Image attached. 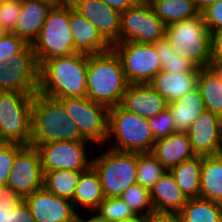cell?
Segmentation results:
<instances>
[{
    "mask_svg": "<svg viewBox=\"0 0 222 222\" xmlns=\"http://www.w3.org/2000/svg\"><path fill=\"white\" fill-rule=\"evenodd\" d=\"M88 54L76 52L52 58L39 69L38 92L50 98L87 95Z\"/></svg>",
    "mask_w": 222,
    "mask_h": 222,
    "instance_id": "1",
    "label": "cell"
},
{
    "mask_svg": "<svg viewBox=\"0 0 222 222\" xmlns=\"http://www.w3.org/2000/svg\"><path fill=\"white\" fill-rule=\"evenodd\" d=\"M129 82L113 48L88 55L87 97L108 108L120 105Z\"/></svg>",
    "mask_w": 222,
    "mask_h": 222,
    "instance_id": "2",
    "label": "cell"
},
{
    "mask_svg": "<svg viewBox=\"0 0 222 222\" xmlns=\"http://www.w3.org/2000/svg\"><path fill=\"white\" fill-rule=\"evenodd\" d=\"M53 141H87L79 133L77 124L54 98L36 92L32 98L31 144Z\"/></svg>",
    "mask_w": 222,
    "mask_h": 222,
    "instance_id": "3",
    "label": "cell"
},
{
    "mask_svg": "<svg viewBox=\"0 0 222 222\" xmlns=\"http://www.w3.org/2000/svg\"><path fill=\"white\" fill-rule=\"evenodd\" d=\"M165 38L176 54L187 58L199 69L212 66L210 31L201 13L168 24Z\"/></svg>",
    "mask_w": 222,
    "mask_h": 222,
    "instance_id": "4",
    "label": "cell"
},
{
    "mask_svg": "<svg viewBox=\"0 0 222 222\" xmlns=\"http://www.w3.org/2000/svg\"><path fill=\"white\" fill-rule=\"evenodd\" d=\"M113 136L115 146L111 149L121 152H151L156 141L149 120L120 105L109 108L108 139Z\"/></svg>",
    "mask_w": 222,
    "mask_h": 222,
    "instance_id": "5",
    "label": "cell"
},
{
    "mask_svg": "<svg viewBox=\"0 0 222 222\" xmlns=\"http://www.w3.org/2000/svg\"><path fill=\"white\" fill-rule=\"evenodd\" d=\"M69 14L70 6L48 11L39 36L32 44L39 67L52 58L76 53Z\"/></svg>",
    "mask_w": 222,
    "mask_h": 222,
    "instance_id": "6",
    "label": "cell"
},
{
    "mask_svg": "<svg viewBox=\"0 0 222 222\" xmlns=\"http://www.w3.org/2000/svg\"><path fill=\"white\" fill-rule=\"evenodd\" d=\"M137 152H121L111 148L92 158L105 198H117L129 186L137 184Z\"/></svg>",
    "mask_w": 222,
    "mask_h": 222,
    "instance_id": "7",
    "label": "cell"
},
{
    "mask_svg": "<svg viewBox=\"0 0 222 222\" xmlns=\"http://www.w3.org/2000/svg\"><path fill=\"white\" fill-rule=\"evenodd\" d=\"M33 95L0 91V136L4 142L31 144Z\"/></svg>",
    "mask_w": 222,
    "mask_h": 222,
    "instance_id": "8",
    "label": "cell"
},
{
    "mask_svg": "<svg viewBox=\"0 0 222 222\" xmlns=\"http://www.w3.org/2000/svg\"><path fill=\"white\" fill-rule=\"evenodd\" d=\"M77 124L80 135L90 143L108 141L109 108L93 102L87 96L57 99Z\"/></svg>",
    "mask_w": 222,
    "mask_h": 222,
    "instance_id": "9",
    "label": "cell"
},
{
    "mask_svg": "<svg viewBox=\"0 0 222 222\" xmlns=\"http://www.w3.org/2000/svg\"><path fill=\"white\" fill-rule=\"evenodd\" d=\"M119 55L129 84L150 83L162 70L154 44L126 41L112 46Z\"/></svg>",
    "mask_w": 222,
    "mask_h": 222,
    "instance_id": "10",
    "label": "cell"
},
{
    "mask_svg": "<svg viewBox=\"0 0 222 222\" xmlns=\"http://www.w3.org/2000/svg\"><path fill=\"white\" fill-rule=\"evenodd\" d=\"M166 25L150 5L135 4L121 12L120 43L132 41L153 44L165 38Z\"/></svg>",
    "mask_w": 222,
    "mask_h": 222,
    "instance_id": "11",
    "label": "cell"
},
{
    "mask_svg": "<svg viewBox=\"0 0 222 222\" xmlns=\"http://www.w3.org/2000/svg\"><path fill=\"white\" fill-rule=\"evenodd\" d=\"M85 143L89 141H53L30 145L36 146L39 150L43 172L87 171L92 166V159H87Z\"/></svg>",
    "mask_w": 222,
    "mask_h": 222,
    "instance_id": "12",
    "label": "cell"
},
{
    "mask_svg": "<svg viewBox=\"0 0 222 222\" xmlns=\"http://www.w3.org/2000/svg\"><path fill=\"white\" fill-rule=\"evenodd\" d=\"M44 172L39 150L24 145L16 154L6 185L24 198L43 187Z\"/></svg>",
    "mask_w": 222,
    "mask_h": 222,
    "instance_id": "13",
    "label": "cell"
},
{
    "mask_svg": "<svg viewBox=\"0 0 222 222\" xmlns=\"http://www.w3.org/2000/svg\"><path fill=\"white\" fill-rule=\"evenodd\" d=\"M72 7L84 16L111 46L120 43L121 12L100 0H72Z\"/></svg>",
    "mask_w": 222,
    "mask_h": 222,
    "instance_id": "14",
    "label": "cell"
},
{
    "mask_svg": "<svg viewBox=\"0 0 222 222\" xmlns=\"http://www.w3.org/2000/svg\"><path fill=\"white\" fill-rule=\"evenodd\" d=\"M35 222H72L77 213L73 202L58 197L44 187L23 198Z\"/></svg>",
    "mask_w": 222,
    "mask_h": 222,
    "instance_id": "15",
    "label": "cell"
},
{
    "mask_svg": "<svg viewBox=\"0 0 222 222\" xmlns=\"http://www.w3.org/2000/svg\"><path fill=\"white\" fill-rule=\"evenodd\" d=\"M187 134L196 155H216L222 144V118L205 110L190 125Z\"/></svg>",
    "mask_w": 222,
    "mask_h": 222,
    "instance_id": "16",
    "label": "cell"
},
{
    "mask_svg": "<svg viewBox=\"0 0 222 222\" xmlns=\"http://www.w3.org/2000/svg\"><path fill=\"white\" fill-rule=\"evenodd\" d=\"M120 106L143 118H151L165 110L168 102L149 83L129 84Z\"/></svg>",
    "mask_w": 222,
    "mask_h": 222,
    "instance_id": "17",
    "label": "cell"
},
{
    "mask_svg": "<svg viewBox=\"0 0 222 222\" xmlns=\"http://www.w3.org/2000/svg\"><path fill=\"white\" fill-rule=\"evenodd\" d=\"M69 20L76 52L91 55L112 48L98 30L84 16L75 11L72 5H70Z\"/></svg>",
    "mask_w": 222,
    "mask_h": 222,
    "instance_id": "18",
    "label": "cell"
},
{
    "mask_svg": "<svg viewBox=\"0 0 222 222\" xmlns=\"http://www.w3.org/2000/svg\"><path fill=\"white\" fill-rule=\"evenodd\" d=\"M151 153L168 171L181 162L196 156L188 134L177 131L167 137L157 139Z\"/></svg>",
    "mask_w": 222,
    "mask_h": 222,
    "instance_id": "19",
    "label": "cell"
},
{
    "mask_svg": "<svg viewBox=\"0 0 222 222\" xmlns=\"http://www.w3.org/2000/svg\"><path fill=\"white\" fill-rule=\"evenodd\" d=\"M150 199L155 214L179 213L187 201L170 171L154 184Z\"/></svg>",
    "mask_w": 222,
    "mask_h": 222,
    "instance_id": "20",
    "label": "cell"
},
{
    "mask_svg": "<svg viewBox=\"0 0 222 222\" xmlns=\"http://www.w3.org/2000/svg\"><path fill=\"white\" fill-rule=\"evenodd\" d=\"M50 9L39 0H22L20 15L11 33L32 45L39 36Z\"/></svg>",
    "mask_w": 222,
    "mask_h": 222,
    "instance_id": "21",
    "label": "cell"
},
{
    "mask_svg": "<svg viewBox=\"0 0 222 222\" xmlns=\"http://www.w3.org/2000/svg\"><path fill=\"white\" fill-rule=\"evenodd\" d=\"M198 72H167L161 70L150 85L170 103L197 87Z\"/></svg>",
    "mask_w": 222,
    "mask_h": 222,
    "instance_id": "22",
    "label": "cell"
},
{
    "mask_svg": "<svg viewBox=\"0 0 222 222\" xmlns=\"http://www.w3.org/2000/svg\"><path fill=\"white\" fill-rule=\"evenodd\" d=\"M175 131L186 132L190 125L206 110L203 98L196 87L181 98L168 103Z\"/></svg>",
    "mask_w": 222,
    "mask_h": 222,
    "instance_id": "23",
    "label": "cell"
},
{
    "mask_svg": "<svg viewBox=\"0 0 222 222\" xmlns=\"http://www.w3.org/2000/svg\"><path fill=\"white\" fill-rule=\"evenodd\" d=\"M197 88L203 98L206 110L222 118V75L214 67L198 71Z\"/></svg>",
    "mask_w": 222,
    "mask_h": 222,
    "instance_id": "24",
    "label": "cell"
},
{
    "mask_svg": "<svg viewBox=\"0 0 222 222\" xmlns=\"http://www.w3.org/2000/svg\"><path fill=\"white\" fill-rule=\"evenodd\" d=\"M200 198L222 204V161L217 155L202 156Z\"/></svg>",
    "mask_w": 222,
    "mask_h": 222,
    "instance_id": "25",
    "label": "cell"
},
{
    "mask_svg": "<svg viewBox=\"0 0 222 222\" xmlns=\"http://www.w3.org/2000/svg\"><path fill=\"white\" fill-rule=\"evenodd\" d=\"M39 88V70L11 69L0 62V91L35 94Z\"/></svg>",
    "mask_w": 222,
    "mask_h": 222,
    "instance_id": "26",
    "label": "cell"
},
{
    "mask_svg": "<svg viewBox=\"0 0 222 222\" xmlns=\"http://www.w3.org/2000/svg\"><path fill=\"white\" fill-rule=\"evenodd\" d=\"M202 156L185 160L169 171L186 199L200 198Z\"/></svg>",
    "mask_w": 222,
    "mask_h": 222,
    "instance_id": "27",
    "label": "cell"
},
{
    "mask_svg": "<svg viewBox=\"0 0 222 222\" xmlns=\"http://www.w3.org/2000/svg\"><path fill=\"white\" fill-rule=\"evenodd\" d=\"M104 198L99 175L91 166L87 171L82 172L79 177L72 199L73 205L75 207L80 204L94 212Z\"/></svg>",
    "mask_w": 222,
    "mask_h": 222,
    "instance_id": "28",
    "label": "cell"
},
{
    "mask_svg": "<svg viewBox=\"0 0 222 222\" xmlns=\"http://www.w3.org/2000/svg\"><path fill=\"white\" fill-rule=\"evenodd\" d=\"M150 6L166 26L200 14L191 0H153Z\"/></svg>",
    "mask_w": 222,
    "mask_h": 222,
    "instance_id": "29",
    "label": "cell"
},
{
    "mask_svg": "<svg viewBox=\"0 0 222 222\" xmlns=\"http://www.w3.org/2000/svg\"><path fill=\"white\" fill-rule=\"evenodd\" d=\"M179 214L184 222H222V204L202 198L187 199Z\"/></svg>",
    "mask_w": 222,
    "mask_h": 222,
    "instance_id": "30",
    "label": "cell"
},
{
    "mask_svg": "<svg viewBox=\"0 0 222 222\" xmlns=\"http://www.w3.org/2000/svg\"><path fill=\"white\" fill-rule=\"evenodd\" d=\"M82 172L84 171L54 170L44 172L43 187L58 197L72 201Z\"/></svg>",
    "mask_w": 222,
    "mask_h": 222,
    "instance_id": "31",
    "label": "cell"
},
{
    "mask_svg": "<svg viewBox=\"0 0 222 222\" xmlns=\"http://www.w3.org/2000/svg\"><path fill=\"white\" fill-rule=\"evenodd\" d=\"M153 44L162 65V70L174 73L199 71V68L193 62L176 54L166 38Z\"/></svg>",
    "mask_w": 222,
    "mask_h": 222,
    "instance_id": "32",
    "label": "cell"
},
{
    "mask_svg": "<svg viewBox=\"0 0 222 222\" xmlns=\"http://www.w3.org/2000/svg\"><path fill=\"white\" fill-rule=\"evenodd\" d=\"M167 171L151 152L138 153L137 184L150 191Z\"/></svg>",
    "mask_w": 222,
    "mask_h": 222,
    "instance_id": "33",
    "label": "cell"
},
{
    "mask_svg": "<svg viewBox=\"0 0 222 222\" xmlns=\"http://www.w3.org/2000/svg\"><path fill=\"white\" fill-rule=\"evenodd\" d=\"M120 198L133 211L135 215L153 217L155 215L151 199L150 191L140 184L129 186L121 194Z\"/></svg>",
    "mask_w": 222,
    "mask_h": 222,
    "instance_id": "34",
    "label": "cell"
},
{
    "mask_svg": "<svg viewBox=\"0 0 222 222\" xmlns=\"http://www.w3.org/2000/svg\"><path fill=\"white\" fill-rule=\"evenodd\" d=\"M97 214L106 222H123L135 216L133 211L120 198H104L99 204Z\"/></svg>",
    "mask_w": 222,
    "mask_h": 222,
    "instance_id": "35",
    "label": "cell"
},
{
    "mask_svg": "<svg viewBox=\"0 0 222 222\" xmlns=\"http://www.w3.org/2000/svg\"><path fill=\"white\" fill-rule=\"evenodd\" d=\"M148 120L150 130L155 140L167 137L176 132L175 123L168 108Z\"/></svg>",
    "mask_w": 222,
    "mask_h": 222,
    "instance_id": "36",
    "label": "cell"
},
{
    "mask_svg": "<svg viewBox=\"0 0 222 222\" xmlns=\"http://www.w3.org/2000/svg\"><path fill=\"white\" fill-rule=\"evenodd\" d=\"M24 145L5 142L0 146V187L5 186L17 152Z\"/></svg>",
    "mask_w": 222,
    "mask_h": 222,
    "instance_id": "37",
    "label": "cell"
},
{
    "mask_svg": "<svg viewBox=\"0 0 222 222\" xmlns=\"http://www.w3.org/2000/svg\"><path fill=\"white\" fill-rule=\"evenodd\" d=\"M11 69L39 70L32 45L28 44L20 53L14 55L6 62Z\"/></svg>",
    "mask_w": 222,
    "mask_h": 222,
    "instance_id": "38",
    "label": "cell"
},
{
    "mask_svg": "<svg viewBox=\"0 0 222 222\" xmlns=\"http://www.w3.org/2000/svg\"><path fill=\"white\" fill-rule=\"evenodd\" d=\"M22 0L0 4V25L12 32L19 18Z\"/></svg>",
    "mask_w": 222,
    "mask_h": 222,
    "instance_id": "39",
    "label": "cell"
},
{
    "mask_svg": "<svg viewBox=\"0 0 222 222\" xmlns=\"http://www.w3.org/2000/svg\"><path fill=\"white\" fill-rule=\"evenodd\" d=\"M22 199L13 188L7 185L0 187V222H8V213L14 210Z\"/></svg>",
    "mask_w": 222,
    "mask_h": 222,
    "instance_id": "40",
    "label": "cell"
},
{
    "mask_svg": "<svg viewBox=\"0 0 222 222\" xmlns=\"http://www.w3.org/2000/svg\"><path fill=\"white\" fill-rule=\"evenodd\" d=\"M28 44L16 34L10 33L0 40V62H7L20 53Z\"/></svg>",
    "mask_w": 222,
    "mask_h": 222,
    "instance_id": "41",
    "label": "cell"
},
{
    "mask_svg": "<svg viewBox=\"0 0 222 222\" xmlns=\"http://www.w3.org/2000/svg\"><path fill=\"white\" fill-rule=\"evenodd\" d=\"M201 14L209 31L222 28V0L209 5Z\"/></svg>",
    "mask_w": 222,
    "mask_h": 222,
    "instance_id": "42",
    "label": "cell"
},
{
    "mask_svg": "<svg viewBox=\"0 0 222 222\" xmlns=\"http://www.w3.org/2000/svg\"><path fill=\"white\" fill-rule=\"evenodd\" d=\"M210 54L212 66L222 64V28L210 31Z\"/></svg>",
    "mask_w": 222,
    "mask_h": 222,
    "instance_id": "43",
    "label": "cell"
},
{
    "mask_svg": "<svg viewBox=\"0 0 222 222\" xmlns=\"http://www.w3.org/2000/svg\"><path fill=\"white\" fill-rule=\"evenodd\" d=\"M8 222H35L32 212L24 199L16 205L14 210L8 213Z\"/></svg>",
    "mask_w": 222,
    "mask_h": 222,
    "instance_id": "44",
    "label": "cell"
},
{
    "mask_svg": "<svg viewBox=\"0 0 222 222\" xmlns=\"http://www.w3.org/2000/svg\"><path fill=\"white\" fill-rule=\"evenodd\" d=\"M151 222H184V220L179 213H162L155 214Z\"/></svg>",
    "mask_w": 222,
    "mask_h": 222,
    "instance_id": "45",
    "label": "cell"
},
{
    "mask_svg": "<svg viewBox=\"0 0 222 222\" xmlns=\"http://www.w3.org/2000/svg\"><path fill=\"white\" fill-rule=\"evenodd\" d=\"M103 3L109 5L113 9L123 12L126 9L134 6L135 4L132 2V0H100Z\"/></svg>",
    "mask_w": 222,
    "mask_h": 222,
    "instance_id": "46",
    "label": "cell"
},
{
    "mask_svg": "<svg viewBox=\"0 0 222 222\" xmlns=\"http://www.w3.org/2000/svg\"><path fill=\"white\" fill-rule=\"evenodd\" d=\"M50 8L67 7L72 5V0H39Z\"/></svg>",
    "mask_w": 222,
    "mask_h": 222,
    "instance_id": "47",
    "label": "cell"
},
{
    "mask_svg": "<svg viewBox=\"0 0 222 222\" xmlns=\"http://www.w3.org/2000/svg\"><path fill=\"white\" fill-rule=\"evenodd\" d=\"M72 222H106L100 215L97 213L85 220V218L81 217V214L76 213L74 220Z\"/></svg>",
    "mask_w": 222,
    "mask_h": 222,
    "instance_id": "48",
    "label": "cell"
},
{
    "mask_svg": "<svg viewBox=\"0 0 222 222\" xmlns=\"http://www.w3.org/2000/svg\"><path fill=\"white\" fill-rule=\"evenodd\" d=\"M198 11L201 13L204 9H206L209 5L213 4L218 0H191Z\"/></svg>",
    "mask_w": 222,
    "mask_h": 222,
    "instance_id": "49",
    "label": "cell"
},
{
    "mask_svg": "<svg viewBox=\"0 0 222 222\" xmlns=\"http://www.w3.org/2000/svg\"><path fill=\"white\" fill-rule=\"evenodd\" d=\"M123 222H151V217L135 215L134 217L126 219Z\"/></svg>",
    "mask_w": 222,
    "mask_h": 222,
    "instance_id": "50",
    "label": "cell"
},
{
    "mask_svg": "<svg viewBox=\"0 0 222 222\" xmlns=\"http://www.w3.org/2000/svg\"><path fill=\"white\" fill-rule=\"evenodd\" d=\"M10 33H11L10 31H8L6 28L0 25V40L6 37Z\"/></svg>",
    "mask_w": 222,
    "mask_h": 222,
    "instance_id": "51",
    "label": "cell"
},
{
    "mask_svg": "<svg viewBox=\"0 0 222 222\" xmlns=\"http://www.w3.org/2000/svg\"><path fill=\"white\" fill-rule=\"evenodd\" d=\"M153 0H132L134 4L150 5Z\"/></svg>",
    "mask_w": 222,
    "mask_h": 222,
    "instance_id": "52",
    "label": "cell"
},
{
    "mask_svg": "<svg viewBox=\"0 0 222 222\" xmlns=\"http://www.w3.org/2000/svg\"><path fill=\"white\" fill-rule=\"evenodd\" d=\"M217 157L222 161V144L216 153Z\"/></svg>",
    "mask_w": 222,
    "mask_h": 222,
    "instance_id": "53",
    "label": "cell"
},
{
    "mask_svg": "<svg viewBox=\"0 0 222 222\" xmlns=\"http://www.w3.org/2000/svg\"><path fill=\"white\" fill-rule=\"evenodd\" d=\"M222 75V64L214 66Z\"/></svg>",
    "mask_w": 222,
    "mask_h": 222,
    "instance_id": "54",
    "label": "cell"
},
{
    "mask_svg": "<svg viewBox=\"0 0 222 222\" xmlns=\"http://www.w3.org/2000/svg\"><path fill=\"white\" fill-rule=\"evenodd\" d=\"M10 1H13V0H0V4L10 2Z\"/></svg>",
    "mask_w": 222,
    "mask_h": 222,
    "instance_id": "55",
    "label": "cell"
},
{
    "mask_svg": "<svg viewBox=\"0 0 222 222\" xmlns=\"http://www.w3.org/2000/svg\"><path fill=\"white\" fill-rule=\"evenodd\" d=\"M5 142L2 140L1 136H0V146H2Z\"/></svg>",
    "mask_w": 222,
    "mask_h": 222,
    "instance_id": "56",
    "label": "cell"
}]
</instances>
